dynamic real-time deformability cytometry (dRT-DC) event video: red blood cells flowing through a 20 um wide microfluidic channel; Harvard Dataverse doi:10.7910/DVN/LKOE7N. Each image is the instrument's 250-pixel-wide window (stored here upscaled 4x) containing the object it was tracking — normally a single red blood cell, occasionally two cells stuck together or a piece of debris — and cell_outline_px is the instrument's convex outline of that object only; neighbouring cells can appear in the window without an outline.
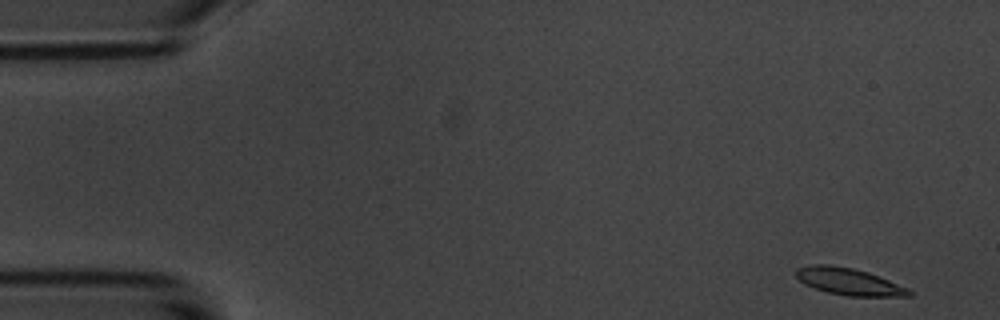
{"species": "common noctule bat (a hibernating species)", "species_latin": "Nyctalus noctula", "temperature_condition": "room temperature", "stored_images_in_passage": 55, "camera_frame_rate_fps": 3000, "um_per_image_px": 0.085, "animal": {"sex": "male", "body_mass_g": 20.1, "forearm_length_mm": 53.5}, "frame": {"image": 1, "passage_image": 1, "time_ms": 0.0, "image_size_px": [1000, 320], "cell_outline_px": [[912, 296], [848, 296], [828, 292], [804, 284], [796, 276], [796, 268], [812, 264], [828, 264], [852, 268], [868, 272], [908, 288], [912, 292]], "centroid_in_image_um": [72.14, 23.93], "position_along_channel_um": 12.9, "area_um2": 17.57}}
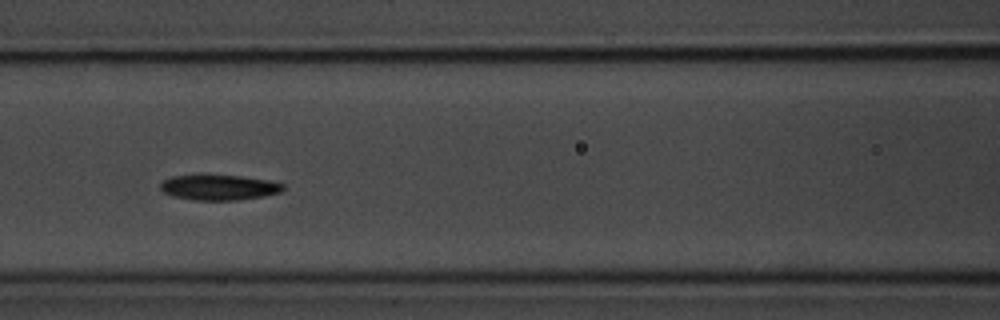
{"frame": {"image": 2, "passage_image": 22, "time_ms": 7.0, "image_size_px": [1000, 320], "cell_outline_px": [[284, 188], [280, 192], [264, 196], [240, 200], [196, 200], [172, 196], [164, 192], [160, 188], [160, 184], [164, 180], [172, 176], [200, 172], [240, 176], [268, 180], [284, 184]], "centroid_in_image_um": [18.57, 15.89], "position_along_channel_um": 148.0, "area_um2": 18.79}}
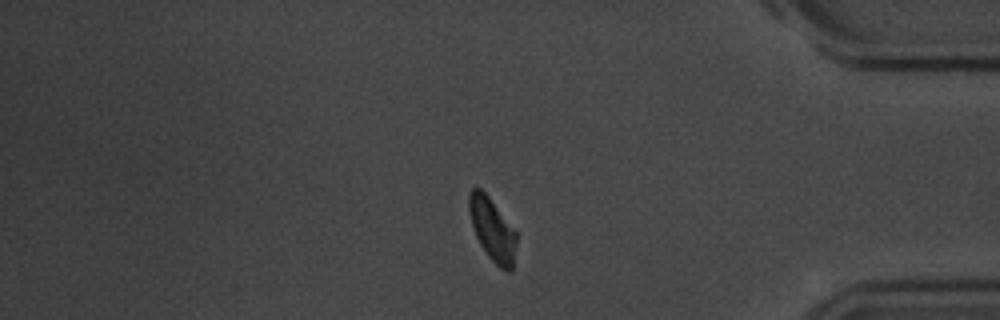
{"frame": {"image": 3, "passage_image": 45, "time_ms": 14.667, "image_size_px": [1000, 320], "cell_outline_px": [[516, 240], [512, 272], [508, 272], [500, 268], [488, 256], [480, 244], [476, 236], [472, 224], [468, 208], [468, 192], [472, 188], [480, 188], [488, 196], [516, 232]], "centroid_in_image_um": [41.83, 19.51], "position_along_channel_um": 393.4, "area_um2": 17.11}, "authors_computed_cell_mechanics": {"area_um2": 17.7446, "velocity_mm_per_s": 3.5637, "shape_relaxation_time_tau1_ms": 4.0256, "shape_relaxation_time_tau2_ms": null, "deformation_change_tau1": 0.124, "deformation_change_tau2": null}}